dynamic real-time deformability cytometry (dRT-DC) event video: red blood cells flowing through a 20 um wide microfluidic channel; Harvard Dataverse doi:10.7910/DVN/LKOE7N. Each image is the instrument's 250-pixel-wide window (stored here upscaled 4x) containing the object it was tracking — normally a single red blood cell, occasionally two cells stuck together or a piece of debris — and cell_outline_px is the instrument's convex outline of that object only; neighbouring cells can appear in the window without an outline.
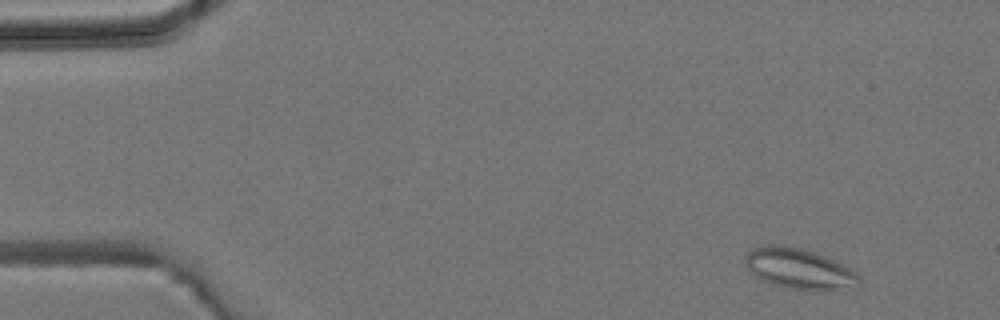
{"species": "common noctule bat (a hibernating species)", "species_latin": "Nyctalus noctula", "temperature_condition": "room temperature", "stored_images_in_passage": 4, "camera_frame_rate_fps": 3000, "um_per_image_px": 0.085, "animal": {"sex": "male", "body_mass_g": 19.2, "forearm_length_mm": 51.8}, "frame": {"image": 1, "passage_image": 1, "time_ms": 0.0, "image_size_px": [1000, 320], "cell_outline_px": [[860, 284], [856, 288], [828, 292], [816, 292], [788, 288], [772, 284], [756, 276], [748, 268], [744, 260], [744, 256], [752, 248], [768, 244], [780, 244], [800, 248], [816, 252], [852, 268], [860, 276]], "centroid_in_image_um": [68.01, 22.87], "position_along_channel_um": 17.0, "area_um2": 27.74}}